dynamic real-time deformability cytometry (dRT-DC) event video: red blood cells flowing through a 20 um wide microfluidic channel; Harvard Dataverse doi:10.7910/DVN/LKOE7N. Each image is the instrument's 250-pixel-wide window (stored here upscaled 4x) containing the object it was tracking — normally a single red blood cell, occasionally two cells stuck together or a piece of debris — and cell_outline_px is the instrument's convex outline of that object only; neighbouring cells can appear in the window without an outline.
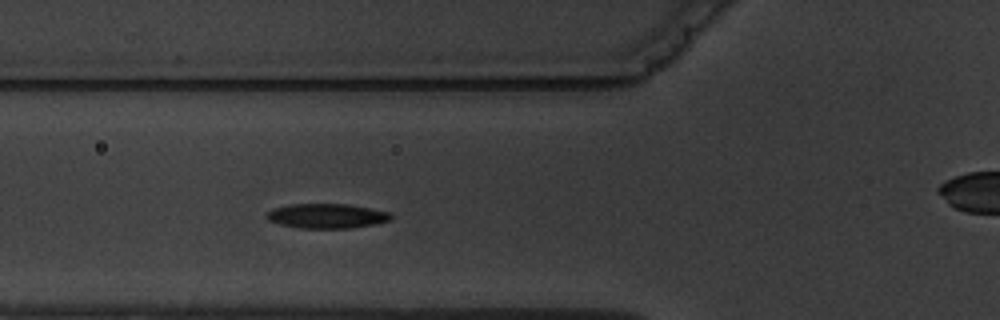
{"species": "common noctule bat (a hibernating species)", "species_latin": "Nyctalus noctula", "temperature_condition": "warm", "stored_images_in_passage": 5, "camera_frame_rate_fps": 3000, "um_per_image_px": 0.085, "animal": {"sex": "male", "body_mass_g": 19.5, "forearm_length_mm": 54.6}, "frame": {"image": 1, "passage_image": 4, "time_ms": 4.333, "image_size_px": [1000, 320], "cell_outline_px": [[392, 216], [388, 220], [376, 224], [352, 228], [300, 228], [280, 224], [268, 220], [264, 216], [272, 208], [288, 204], [348, 204], [392, 212]], "centroid_in_image_um": [27.76, 18.35], "position_along_channel_um": 98.0, "area_um2": 17.98}}